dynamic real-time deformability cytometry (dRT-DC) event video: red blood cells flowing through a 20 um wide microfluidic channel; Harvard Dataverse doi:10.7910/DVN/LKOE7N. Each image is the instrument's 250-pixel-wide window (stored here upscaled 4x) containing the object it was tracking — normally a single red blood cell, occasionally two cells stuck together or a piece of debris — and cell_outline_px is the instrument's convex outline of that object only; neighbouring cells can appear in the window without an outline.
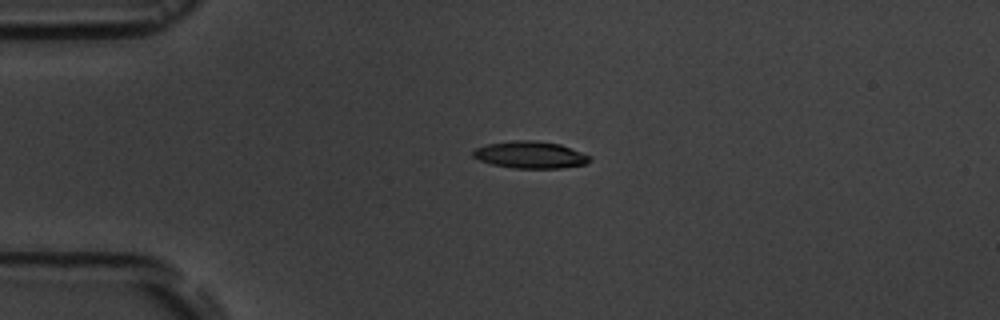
{"species": "common noctule bat (a hibernating species)", "species_latin": "Nyctalus noctula", "temperature_condition": "room temperature", "stored_images_in_passage": 5, "camera_frame_rate_fps": 3000, "um_per_image_px": 0.085, "animal": {"sex": "male", "body_mass_g": 19.5, "forearm_length_mm": 54.6}, "frame": {"image": 1, "passage_image": 4, "time_ms": 3.667, "image_size_px": [1000, 320], "cell_outline_px": [[592, 160], [584, 164], [560, 168], [512, 168], [492, 164], [480, 160], [472, 156], [472, 152], [476, 148], [488, 144], [512, 140], [536, 140], [560, 144], [580, 152], [588, 156]], "centroid_in_image_um": [45.04, 13.15], "position_along_channel_um": 40.0, "area_um2": 18.21}}